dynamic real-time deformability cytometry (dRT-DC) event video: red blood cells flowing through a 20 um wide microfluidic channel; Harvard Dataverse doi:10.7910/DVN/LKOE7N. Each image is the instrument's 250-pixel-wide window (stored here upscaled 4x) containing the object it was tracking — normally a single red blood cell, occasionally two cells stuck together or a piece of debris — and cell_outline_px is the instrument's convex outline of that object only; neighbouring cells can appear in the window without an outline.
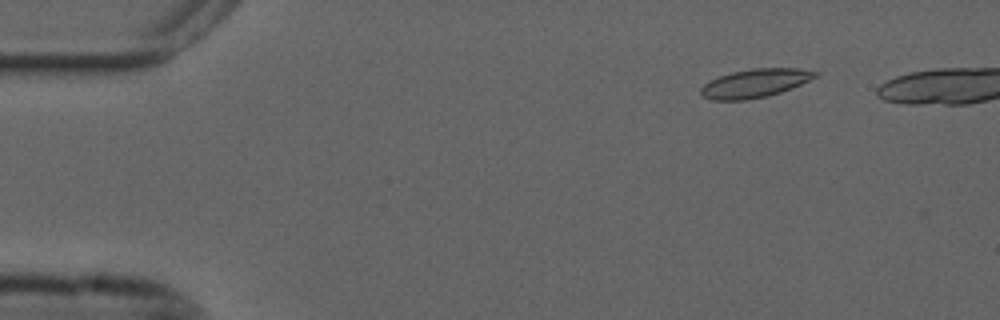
{"species": "common noctule bat (a hibernating species)", "species_latin": "Nyctalus noctula", "temperature_condition": "cold", "stored_images_in_passage": 43, "camera_frame_rate_fps": 3000, "um_per_image_px": 0.085, "animal": {"sex": "male", "forearm_length_mm": 52.5}, "frame": {"image": 1, "passage_image": 1, "time_ms": 0.0, "image_size_px": [1000, 320], "cell_outline_px": [[820, 72], [816, 76], [792, 88], [768, 96], [744, 100], [712, 100], [704, 96], [700, 92], [700, 88], [704, 84], [720, 76], [732, 72], [752, 68], [796, 68]], "centroid_in_image_um": [64.17, 7.07], "position_along_channel_um": 20.8, "area_um2": 18.79}}
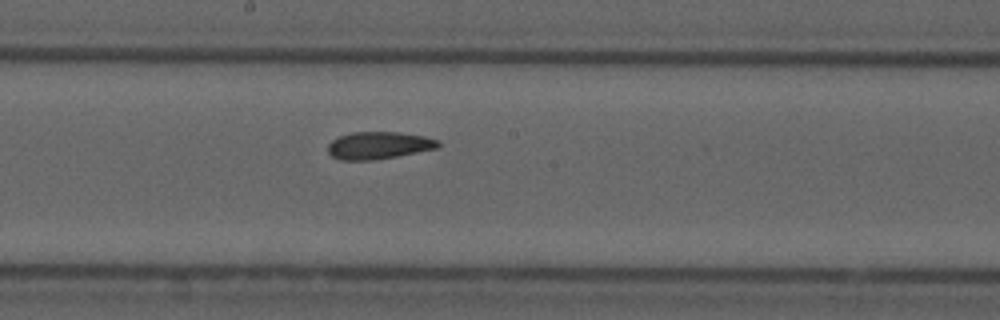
{"frame": {"image": 2, "passage_image": 24, "time_ms": 7.667, "image_size_px": [1000, 320], "cell_outline_px": [[440, 148], [396, 156], [372, 160], [340, 160], [332, 156], [328, 152], [328, 144], [332, 140], [340, 136], [352, 132], [400, 132], [424, 136], [440, 140]], "centroid_in_image_um": [32.22, 12.35], "position_along_channel_um": 216.0, "area_um2": 17.63}}
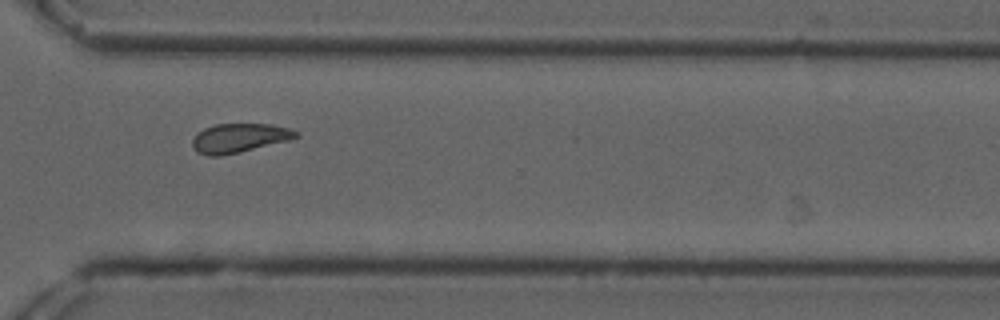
{"frame": {"image": 3, "passage_image": 35, "time_ms": 11.333, "image_size_px": [1000, 320], "cell_outline_px": [[300, 136], [288, 140], [240, 152], [220, 156], [208, 156], [196, 152], [192, 148], [192, 140], [204, 128], [216, 124], [272, 124], [288, 128], [300, 132]], "centroid_in_image_um": [20.34, 11.73], "position_along_channel_um": 350.3, "area_um2": 17.51}, "authors_computed_cell_mechanics": {"area_um2": 17.918, "velocity_mm_per_s": 3.6679, "shape_relaxation_time_tau1_ms": null, "shape_relaxation_time_tau2_ms": 4.7202, "deformation_change_tau1": null, "deformation_change_tau2": 0.0896}}